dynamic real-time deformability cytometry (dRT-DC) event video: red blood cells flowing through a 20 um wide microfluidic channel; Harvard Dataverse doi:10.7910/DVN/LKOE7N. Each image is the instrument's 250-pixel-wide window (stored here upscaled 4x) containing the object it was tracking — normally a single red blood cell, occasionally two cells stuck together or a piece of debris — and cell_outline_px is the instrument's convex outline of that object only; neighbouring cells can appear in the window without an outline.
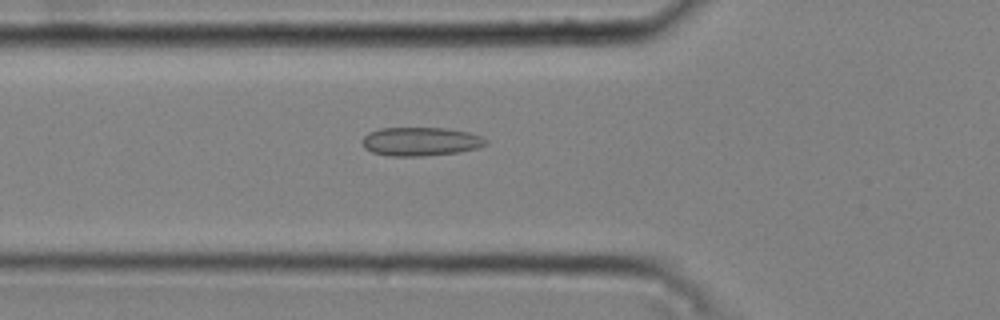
{"species": "common noctule bat (a hibernating species)", "species_latin": "Nyctalus noctula", "temperature_condition": "cold", "stored_images_in_passage": 42, "camera_frame_rate_fps": 3000, "um_per_image_px": 0.085, "animal": {"sex": "male", "body_mass_g": 20.4}, "frame": {"image": 1, "passage_image": 13, "time_ms": 4.0, "image_size_px": [1000, 320], "cell_outline_px": [[488, 144], [476, 148], [460, 152], [424, 156], [388, 156], [372, 152], [364, 148], [360, 140], [368, 132], [380, 128], [448, 128], [468, 132], [480, 136], [488, 140]], "centroid_in_image_um": [35.73, 12.03], "position_along_channel_um": 90.1, "area_um2": 20.87}}
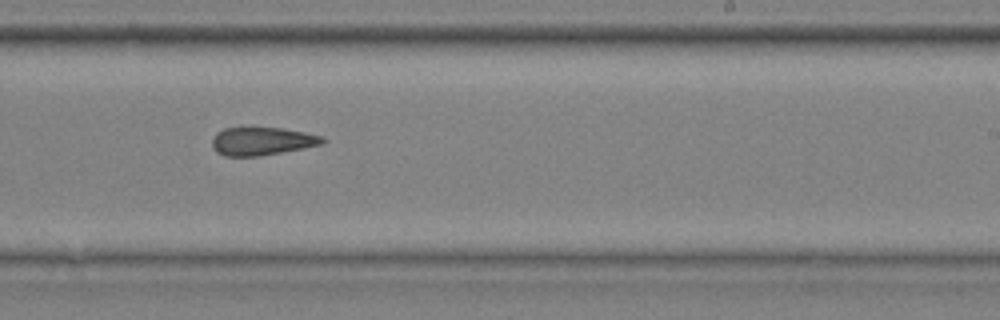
{"frame": {"image": 2, "passage_image": 27, "time_ms": 8.667, "image_size_px": [1000, 320], "cell_outline_px": [[328, 140], [324, 144], [304, 148], [260, 156], [224, 156], [216, 152], [212, 148], [212, 140], [216, 132], [224, 128], [244, 124], [280, 128], [304, 132], [324, 136]], "centroid_in_image_um": [22.24, 11.95], "position_along_channel_um": 266.8, "area_um2": 19.02}}
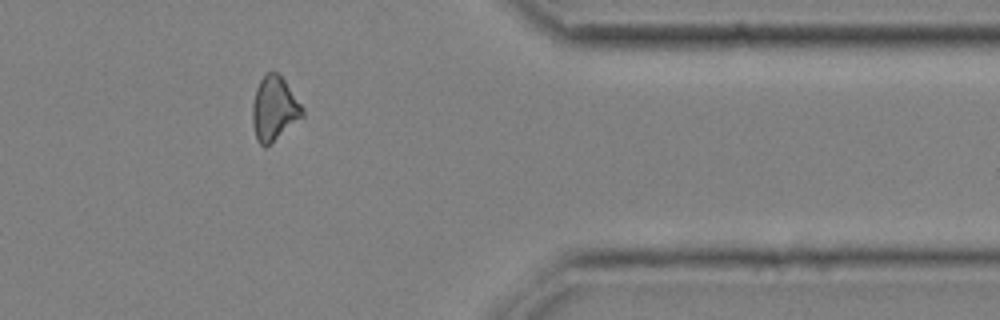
{"frame": {"image": 3, "passage_image": 38, "time_ms": 12.333, "image_size_px": [1000, 320], "cell_outline_px": [[304, 116], [264, 148], [256, 140], [252, 124], [252, 104], [256, 88], [260, 80], [268, 72], [276, 72], [284, 80], [304, 108]], "centroid_in_image_um": [23.29, 9.25], "position_along_channel_um": 388.1, "area_um2": 18.55}, "authors_computed_cell_mechanics": {"area_um2": 18.9295, "velocity_mm_per_s": 3.7826, "shape_relaxation_time_tau1_ms": null, "shape_relaxation_time_tau2_ms": 2.6664, "deformation_change_tau1": null, "deformation_change_tau2": 0.104}}